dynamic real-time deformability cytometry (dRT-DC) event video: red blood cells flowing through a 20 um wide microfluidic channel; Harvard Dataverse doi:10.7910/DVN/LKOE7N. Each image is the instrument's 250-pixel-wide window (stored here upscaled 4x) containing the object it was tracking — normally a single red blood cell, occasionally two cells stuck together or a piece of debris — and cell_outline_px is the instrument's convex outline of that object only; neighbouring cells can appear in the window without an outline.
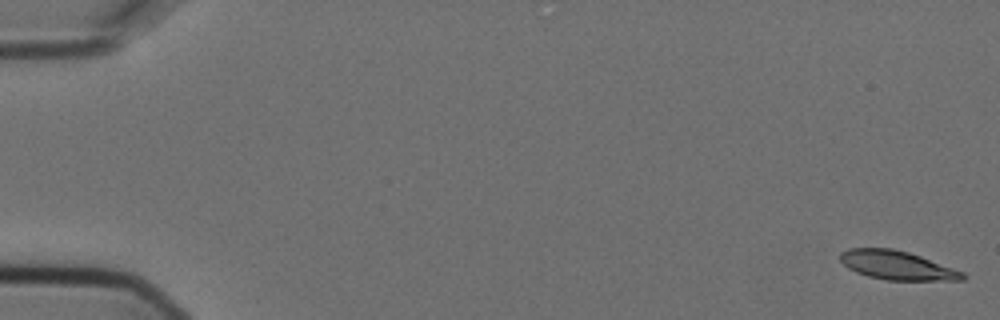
{"species": "Egyptian fruit bat (a non-hibernating species)", "species_latin": "Rousettus aegyptiacus", "temperature_condition": "cold", "stored_images_in_passage": 10, "camera_frame_rate_fps": 3000, "um_per_image_px": 0.085, "animal": {"sex": "female"}, "frame": {"image": 1, "passage_image": 1, "time_ms": 0.0, "image_size_px": [1000, 320], "cell_outline_px": [[968, 276], [964, 280], [888, 280], [868, 276], [856, 272], [848, 268], [840, 260], [840, 252], [848, 248], [892, 248], [908, 252], [920, 256], [964, 272]], "centroid_in_image_um": [76.24, 22.55], "position_along_channel_um": 8.8, "area_um2": 20.52}}
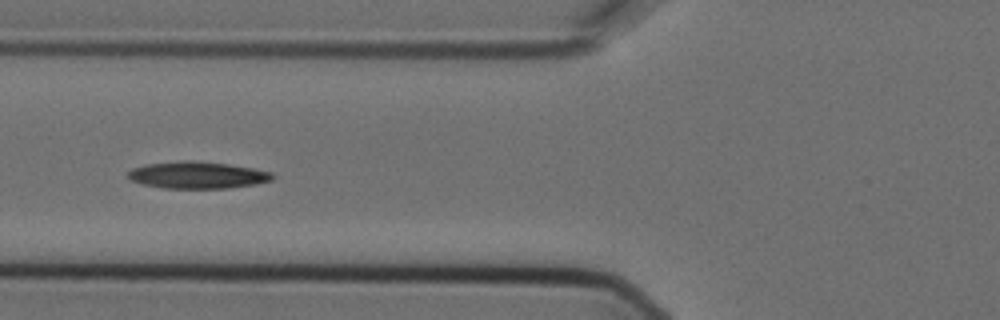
{"frame": {"image": 2, "passage_image": 7, "time_ms": 2.0, "image_size_px": [1000, 320], "cell_outline_px": [[276, 176], [272, 180], [256, 184], [228, 188], [164, 188], [144, 184], [128, 180], [128, 172], [132, 168], [144, 164], [184, 160], [192, 160], [228, 164], [252, 168], [272, 172]], "centroid_in_image_um": [16.77, 14.87], "position_along_channel_um": 109.0, "area_um2": 22.77}}
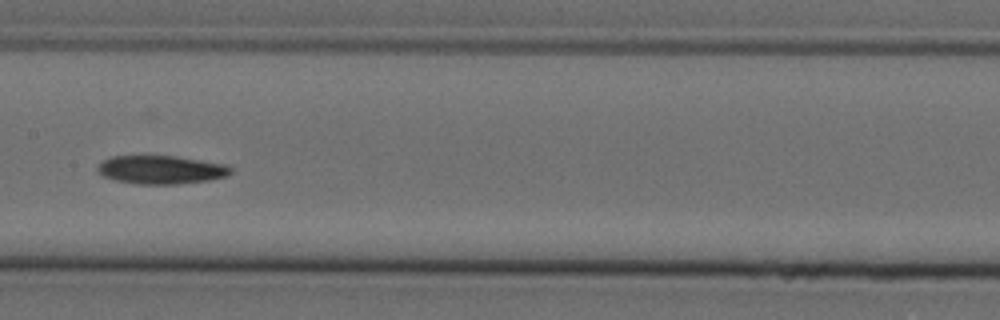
{"frame": {"image": 3, "passage_image": 9, "time_ms": 2.667, "image_size_px": [1000, 320], "cell_outline_px": [[232, 172], [228, 176], [208, 180], [176, 184], [136, 184], [116, 180], [104, 176], [96, 172], [96, 168], [104, 160], [112, 156], [176, 156], [228, 164], [232, 168]], "centroid_in_image_um": [13.72, 14.42], "position_along_channel_um": 193.7, "area_um2": 22.14}}